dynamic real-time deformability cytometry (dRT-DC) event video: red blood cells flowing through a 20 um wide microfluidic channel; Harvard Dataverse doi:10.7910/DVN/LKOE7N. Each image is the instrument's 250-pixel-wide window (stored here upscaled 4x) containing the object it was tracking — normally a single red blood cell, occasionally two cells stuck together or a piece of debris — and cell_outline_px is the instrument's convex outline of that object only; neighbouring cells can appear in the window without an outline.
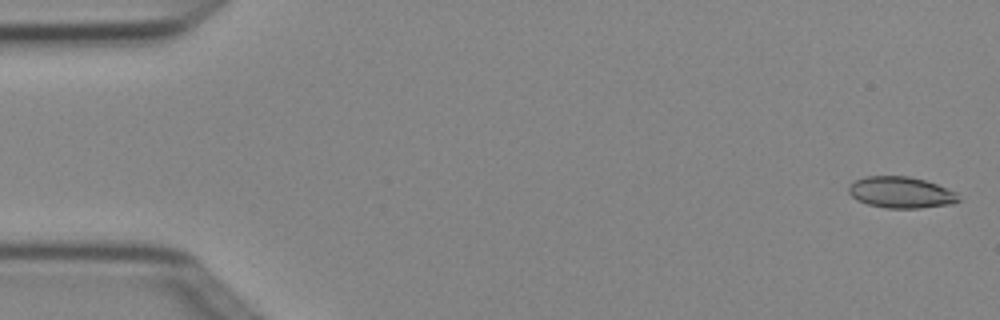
{"species": "Egyptian fruit bat (a non-hibernating species)", "species_latin": "Rousettus aegyptiacus", "temperature_condition": "cold", "stored_images_in_passage": 6, "camera_frame_rate_fps": 3000, "um_per_image_px": 0.085, "animal": {"sex": "female"}, "frame": {"image": 1, "passage_image": 1, "time_ms": 0.0, "image_size_px": [1000, 320], "cell_outline_px": [[960, 200], [952, 204], [920, 208], [888, 208], [868, 204], [856, 200], [848, 192], [848, 184], [856, 180], [868, 176], [908, 176], [924, 180], [936, 184], [956, 192]], "centroid_in_image_um": [76.56, 16.36], "position_along_channel_um": 8.4, "area_um2": 20.0}}
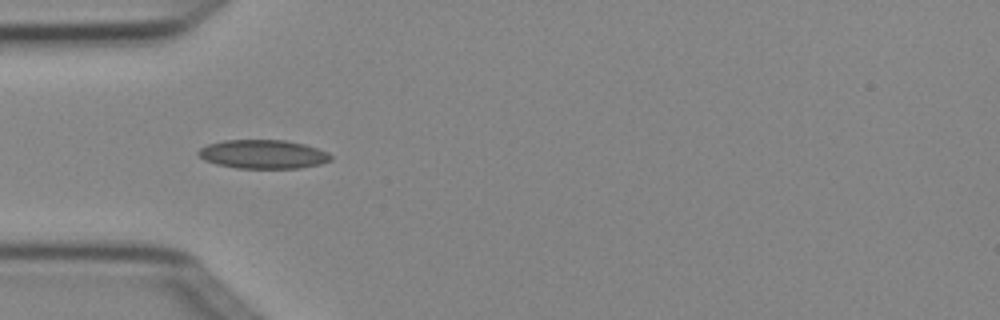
{"frame": {"image": 2, "passage_image": 5, "time_ms": 1.333, "image_size_px": [1000, 320], "cell_outline_px": [[332, 160], [320, 164], [300, 168], [236, 168], [216, 164], [204, 160], [196, 152], [200, 148], [208, 144], [224, 140], [284, 140], [304, 144], [328, 152], [332, 156]], "centroid_in_image_um": [22.36, 13.11], "position_along_channel_um": 62.6, "area_um2": 22.25}}
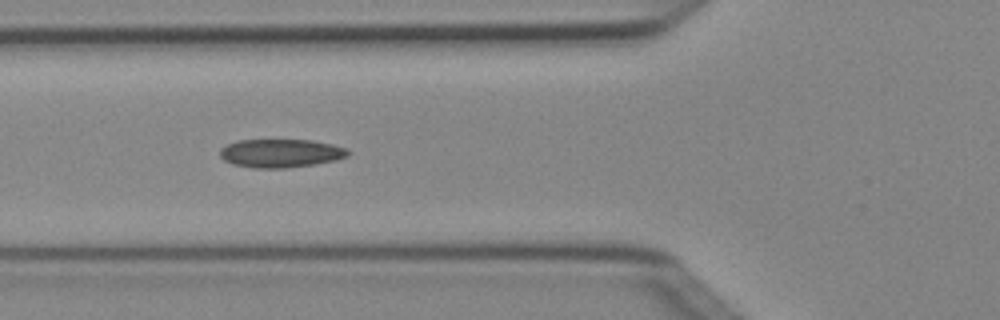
{"frame": {"image": 3, "passage_image": 6, "time_ms": 1.667, "image_size_px": [1000, 320], "cell_outline_px": [[352, 152], [348, 156], [336, 160], [316, 164], [284, 168], [252, 168], [232, 164], [224, 160], [220, 156], [220, 148], [236, 140], [312, 140], [332, 144], [348, 148]], "centroid_in_image_um": [23.89, 13.02], "position_along_channel_um": 101.9, "area_um2": 21.44}}